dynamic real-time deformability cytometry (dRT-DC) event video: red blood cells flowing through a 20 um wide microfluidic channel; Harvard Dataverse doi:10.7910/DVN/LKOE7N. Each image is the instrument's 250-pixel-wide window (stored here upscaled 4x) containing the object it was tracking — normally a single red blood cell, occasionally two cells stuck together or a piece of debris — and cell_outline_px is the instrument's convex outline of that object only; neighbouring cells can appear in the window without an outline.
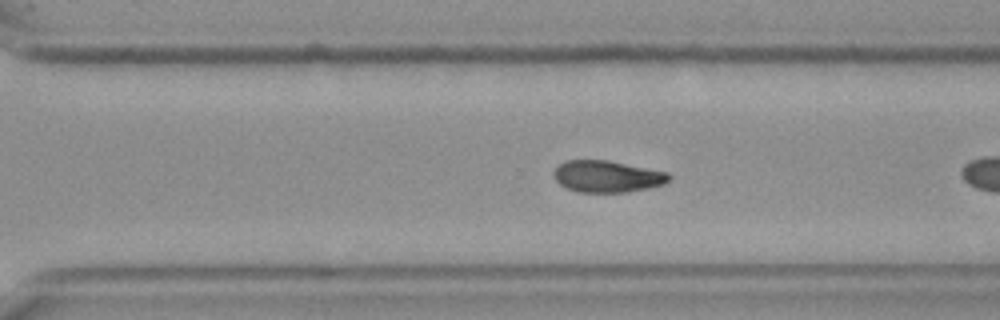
{"species": "Egyptian fruit bat (a non-hibernating species)", "species_latin": "Rousettus aegyptiacus", "temperature_condition": "cold", "stored_images_in_passage": 25, "camera_frame_rate_fps": 3000, "um_per_image_px": 0.085, "frame": {"image": 1, "passage_image": 18, "time_ms": 5.667, "image_size_px": [1000, 320], "cell_outline_px": [[672, 176], [664, 184], [648, 188], [624, 192], [580, 192], [568, 188], [560, 184], [552, 176], [552, 172], [564, 160], [608, 160], [668, 172]], "centroid_in_image_um": [51.6, 14.99], "position_along_channel_um": 319.0, "area_um2": 21.27}}